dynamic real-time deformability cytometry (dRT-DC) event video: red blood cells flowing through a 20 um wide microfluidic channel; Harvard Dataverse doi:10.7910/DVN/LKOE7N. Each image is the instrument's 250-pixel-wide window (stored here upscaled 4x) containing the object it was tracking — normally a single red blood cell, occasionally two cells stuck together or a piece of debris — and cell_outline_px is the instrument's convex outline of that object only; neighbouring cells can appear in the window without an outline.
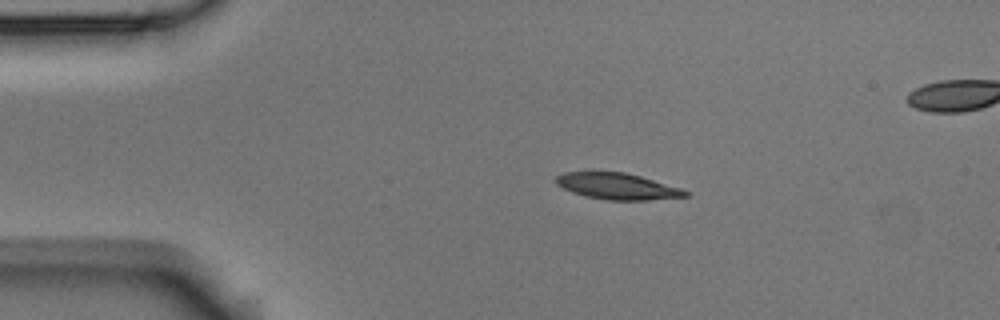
{"species": "Egyptian fruit bat (a non-hibernating species)", "species_latin": "Rousettus aegyptiacus", "temperature_condition": "room temperature", "stored_images_in_passage": 3, "camera_frame_rate_fps": 3000, "um_per_image_px": 0.085, "animal": {"sex": "male"}, "frame": {"image": 1, "passage_image": 1, "time_ms": 0.0, "image_size_px": [1000, 320], "cell_outline_px": [[688, 196], [648, 200], [608, 200], [584, 196], [572, 192], [556, 184], [556, 176], [564, 172], [592, 168], [624, 172], [640, 176], [680, 188], [688, 192]], "centroid_in_image_um": [52.36, 15.78], "position_along_channel_um": 32.6, "area_um2": 20.46}}